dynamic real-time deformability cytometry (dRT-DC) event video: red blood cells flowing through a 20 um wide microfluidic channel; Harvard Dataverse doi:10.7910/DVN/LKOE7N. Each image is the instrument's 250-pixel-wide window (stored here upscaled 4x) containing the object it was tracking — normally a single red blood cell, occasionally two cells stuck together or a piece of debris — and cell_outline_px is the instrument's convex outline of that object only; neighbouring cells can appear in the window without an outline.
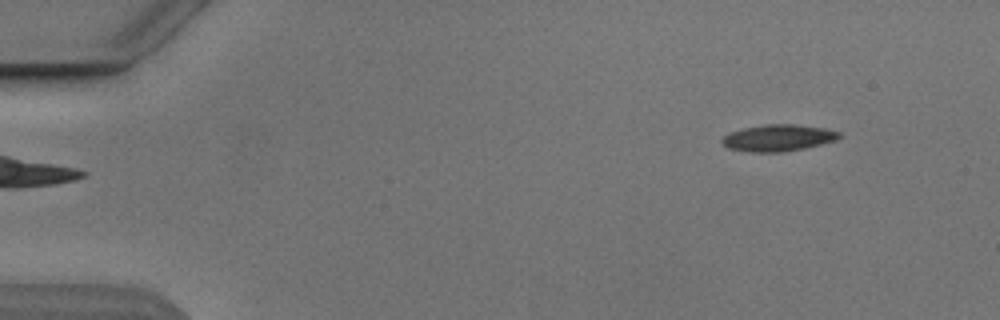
{"species": "Egyptian fruit bat (a non-hibernating species)", "species_latin": "Rousettus aegyptiacus", "temperature_condition": "cold", "stored_images_in_passage": 3, "camera_frame_rate_fps": 3000, "um_per_image_px": 0.085, "animal": {"sex": "male"}, "frame": {"image": 1, "passage_image": 3, "time_ms": 3.0, "image_size_px": [1000, 320], "cell_outline_px": [[844, 136], [836, 140], [804, 148], [780, 152], [752, 152], [728, 148], [720, 144], [720, 140], [724, 136], [732, 132], [744, 128], [768, 124], [796, 124], [824, 128], [840, 132]], "centroid_in_image_um": [66.15, 11.72], "position_along_channel_um": 18.8, "area_um2": 18.15}}